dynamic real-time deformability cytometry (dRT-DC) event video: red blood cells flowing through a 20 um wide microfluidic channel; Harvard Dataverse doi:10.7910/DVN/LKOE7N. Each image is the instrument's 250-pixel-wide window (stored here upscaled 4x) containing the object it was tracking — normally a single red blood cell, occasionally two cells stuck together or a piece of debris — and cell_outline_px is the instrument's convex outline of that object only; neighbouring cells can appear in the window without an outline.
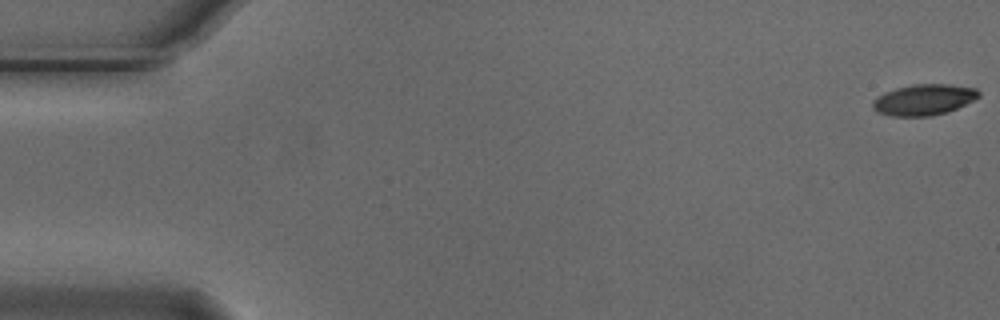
{"species": "Egyptian fruit bat (a non-hibernating species)", "species_latin": "Rousettus aegyptiacus", "temperature_condition": "cold", "stored_images_in_passage": 56, "camera_frame_rate_fps": 3000, "um_per_image_px": 0.085, "animal": {"sex": "male"}, "frame": {"image": 1, "passage_image": 1, "time_ms": 0.0, "image_size_px": [1000, 320], "cell_outline_px": [[980, 96], [948, 112], [932, 116], [892, 116], [876, 112], [872, 108], [872, 100], [884, 92], [896, 88], [912, 84], [952, 84], [976, 88], [980, 92]], "centroid_in_image_um": [78.5, 8.47], "position_along_channel_um": 6.5, "area_um2": 19.25}}
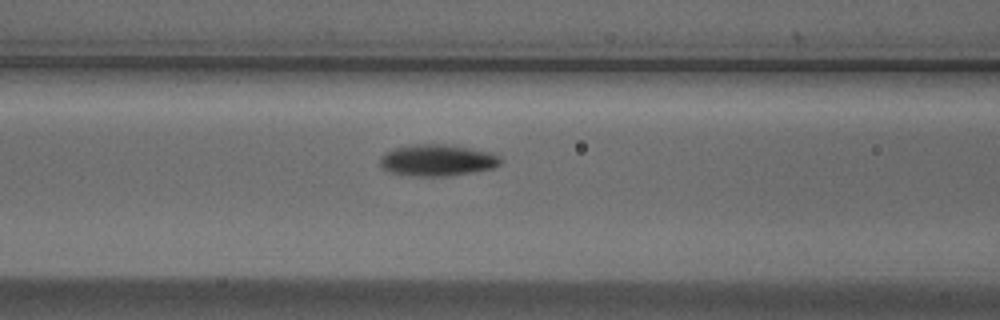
{"frame": {"image": 2, "passage_image": 23, "time_ms": 7.333, "image_size_px": [1000, 320], "cell_outline_px": [[500, 164], [492, 168], [448, 176], [412, 176], [388, 172], [380, 168], [380, 156], [396, 148], [412, 144], [452, 144], [492, 152], [500, 156]], "centroid_in_image_um": [37.16, 13.61], "position_along_channel_um": 129.4, "area_um2": 22.31}}
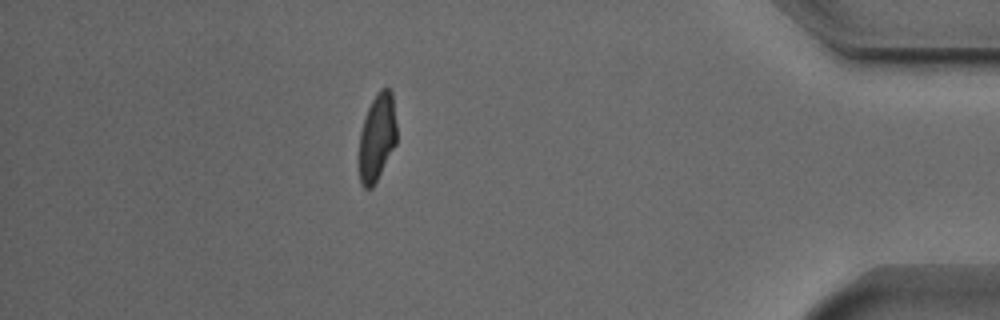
{"frame": {"image": 3, "passage_image": 49, "time_ms": 16.0, "image_size_px": [1000, 320], "cell_outline_px": [[396, 144], [372, 188], [364, 188], [360, 184], [360, 132], [368, 108], [376, 92], [380, 88], [388, 88], [392, 92], [396, 124]], "centroid_in_image_um": [32.06, 11.65], "position_along_channel_um": 403.1, "area_um2": 18.9}, "authors_computed_cell_mechanics": {"area_um2": 19.9988, "velocity_mm_per_s": 3.7063, "shape_relaxation_time_tau1_ms": 3.3894, "shape_relaxation_time_tau2_ms": 2.4504, "deformation_change_tau1": 0.1505, "deformation_change_tau2": 0.0632}}